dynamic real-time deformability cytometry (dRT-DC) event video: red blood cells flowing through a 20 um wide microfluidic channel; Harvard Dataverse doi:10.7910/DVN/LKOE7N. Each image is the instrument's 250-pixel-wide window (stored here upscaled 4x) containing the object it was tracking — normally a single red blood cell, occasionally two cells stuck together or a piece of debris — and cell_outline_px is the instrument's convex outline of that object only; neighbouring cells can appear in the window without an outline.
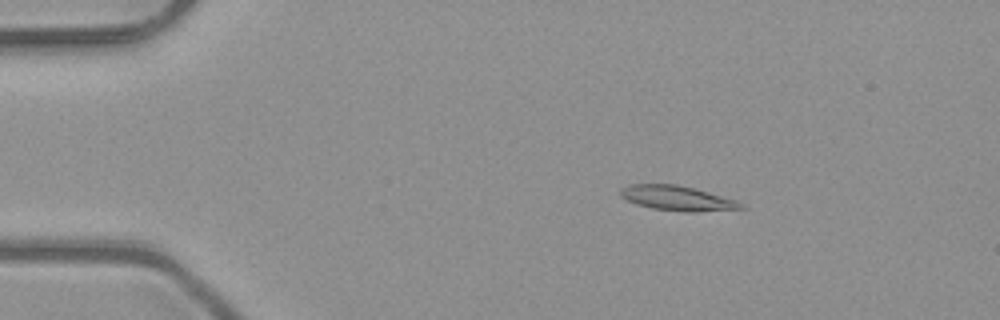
{"species": "common noctule bat (a hibernating species)", "species_latin": "Nyctalus noctula", "temperature_condition": "room temperature", "stored_images_in_passage": 3, "camera_frame_rate_fps": 3000, "um_per_image_px": 0.085, "animal": {"sex": "male", "body_mass_g": 23.1, "forearm_length_mm": 52.7}, "frame": {"image": 1, "passage_image": 2, "time_ms": 0.333, "image_size_px": [1000, 320], "cell_outline_px": [[744, 208], [692, 212], [684, 212], [652, 208], [628, 200], [620, 196], [620, 188], [628, 184], [676, 184], [692, 188], [736, 200], [744, 204]], "centroid_in_image_um": [57.54, 16.84], "position_along_channel_um": 27.5, "area_um2": 17.11}}